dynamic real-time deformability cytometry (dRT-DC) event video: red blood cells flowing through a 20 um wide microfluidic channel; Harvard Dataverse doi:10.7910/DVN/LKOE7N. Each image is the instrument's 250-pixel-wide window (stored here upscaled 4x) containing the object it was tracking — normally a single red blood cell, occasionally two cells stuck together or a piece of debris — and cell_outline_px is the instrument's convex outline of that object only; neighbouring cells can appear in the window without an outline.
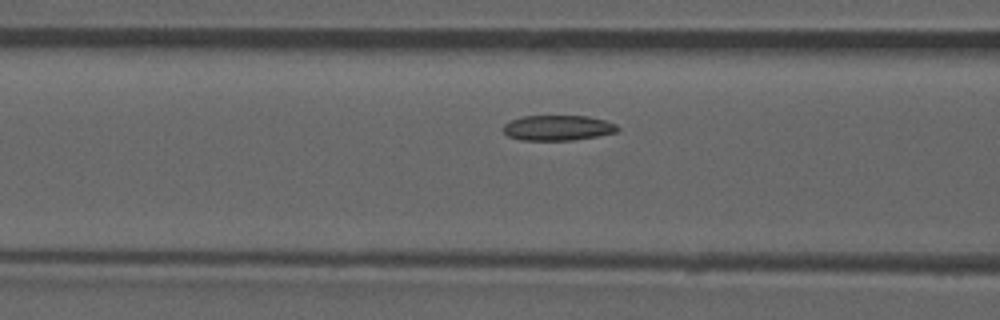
{"species": "common noctule bat (a hibernating species)", "species_latin": "Nyctalus noctula", "temperature_condition": "room temperature", "stored_images_in_passage": 38, "camera_frame_rate_fps": 3000, "um_per_image_px": 0.085, "animal": {"sex": "male", "forearm_length_mm": 52.5}, "frame": {"image": 1, "passage_image": 6, "time_ms": 1.667, "image_size_px": [1000, 320], "cell_outline_px": [[620, 128], [616, 132], [596, 136], [572, 140], [520, 140], [508, 136], [504, 132], [504, 124], [512, 120], [524, 116], [588, 116], [604, 120], [616, 124]], "centroid_in_image_um": [47.42, 10.87], "position_along_channel_um": 119.2, "area_um2": 16.7}}